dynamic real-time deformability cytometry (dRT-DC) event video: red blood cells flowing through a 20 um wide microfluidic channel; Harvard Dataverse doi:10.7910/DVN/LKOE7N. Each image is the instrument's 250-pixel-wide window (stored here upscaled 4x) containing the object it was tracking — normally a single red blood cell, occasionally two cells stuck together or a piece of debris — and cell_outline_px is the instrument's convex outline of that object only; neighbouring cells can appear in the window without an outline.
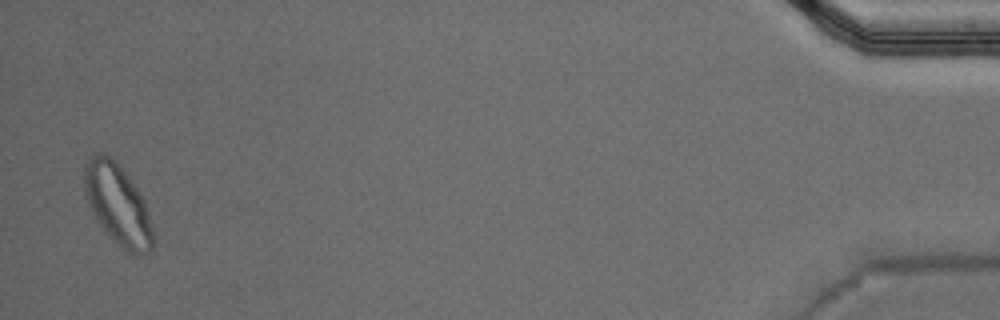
{"species": "Egyptian fruit bat (a non-hibernating species)", "species_latin": "Rousettus aegyptiacus", "temperature_condition": "warm", "stored_images_in_passage": 52, "segment_of_instrument_passage": [2, 2], "camera_frame_rate_fps": 3000, "um_per_image_px": 0.085, "animal": {"sex": "male"}, "frame": {"image": 1, "passage_image": 51, "time_ms": 16.667, "image_size_px": [1000, 320], "cell_outline_px": [[156, 240], [152, 248], [144, 256], [128, 252], [108, 236], [96, 220], [88, 204], [84, 188], [84, 164], [88, 156], [96, 152], [104, 152], [112, 156], [116, 160], [140, 192], [144, 200]], "centroid_in_image_um": [10.0, 17.36], "position_along_channel_um": 425.2, "area_um2": 32.89}}